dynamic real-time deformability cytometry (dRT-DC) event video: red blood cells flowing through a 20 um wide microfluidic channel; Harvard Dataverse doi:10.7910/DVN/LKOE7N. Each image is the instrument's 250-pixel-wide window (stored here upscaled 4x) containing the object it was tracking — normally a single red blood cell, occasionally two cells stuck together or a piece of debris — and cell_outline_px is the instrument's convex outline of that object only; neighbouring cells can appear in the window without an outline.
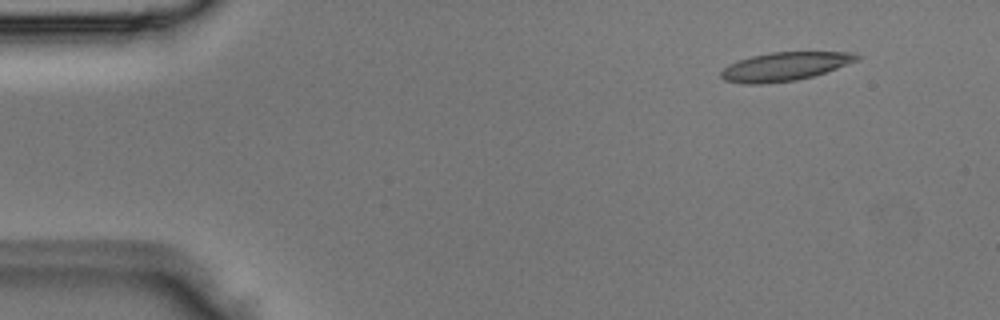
{"species": "Egyptian fruit bat (a non-hibernating species)", "species_latin": "Rousettus aegyptiacus", "temperature_condition": "room temperature", "stored_images_in_passage": 3, "segment_of_instrument_passage": [1, 2], "camera_frame_rate_fps": 3000, "um_per_image_px": 0.085, "animal": {"sex": "male"}, "frame": {"image": 1, "passage_image": 1, "time_ms": 0.0, "image_size_px": [1000, 320], "cell_outline_px": [[860, 60], [812, 76], [796, 80], [760, 84], [744, 84], [724, 80], [720, 76], [720, 72], [728, 64], [752, 56], [772, 52], [856, 52], [860, 56]], "centroid_in_image_um": [66.71, 5.65], "position_along_channel_um": 18.3, "area_um2": 22.48}}